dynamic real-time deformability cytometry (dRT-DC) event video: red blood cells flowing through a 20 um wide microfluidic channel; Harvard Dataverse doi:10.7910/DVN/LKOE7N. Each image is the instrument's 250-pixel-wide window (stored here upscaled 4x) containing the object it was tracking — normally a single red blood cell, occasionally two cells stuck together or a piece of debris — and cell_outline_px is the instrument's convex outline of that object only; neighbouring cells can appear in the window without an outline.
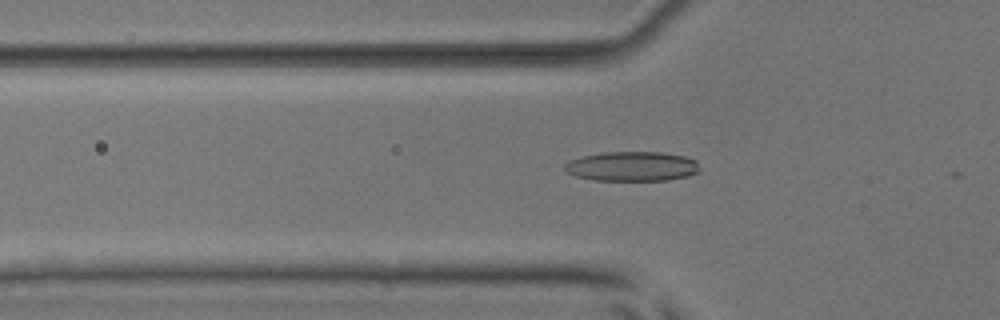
{"species": "common noctule bat (a hibernating species)", "species_latin": "Nyctalus noctula", "temperature_condition": "room temperature", "stored_images_in_passage": 9, "camera_frame_rate_fps": 3000, "um_per_image_px": 0.085, "animal": {"sex": "male", "body_mass_g": 17.9, "forearm_length_mm": 54.2}, "frame": {"image": 1, "passage_image": 8, "time_ms": 2.333, "image_size_px": [1000, 320], "cell_outline_px": [[700, 168], [696, 172], [688, 176], [668, 180], [592, 180], [576, 176], [568, 172], [564, 168], [564, 164], [580, 156], [600, 152], [660, 152], [684, 156], [696, 160]], "centroid_in_image_um": [53.71, 14.13], "position_along_channel_um": 72.1, "area_um2": 23.29}}